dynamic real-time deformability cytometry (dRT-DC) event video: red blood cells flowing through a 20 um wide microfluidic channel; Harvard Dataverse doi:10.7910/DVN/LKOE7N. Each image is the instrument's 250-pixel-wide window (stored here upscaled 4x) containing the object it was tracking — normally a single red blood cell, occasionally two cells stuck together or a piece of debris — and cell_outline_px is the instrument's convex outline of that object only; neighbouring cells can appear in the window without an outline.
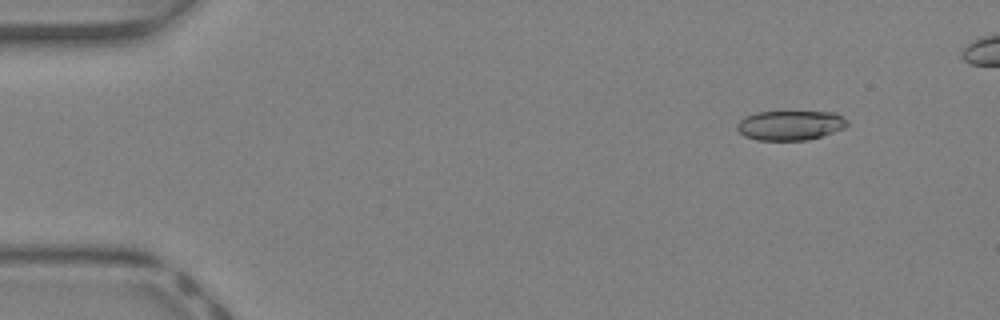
{"species": "Egyptian fruit bat (a non-hibernating species)", "species_latin": "Rousettus aegyptiacus", "temperature_condition": "warm", "stored_images_in_passage": 39, "camera_frame_rate_fps": 3000, "um_per_image_px": 0.085, "animal": {"sex": "female"}, "frame": {"image": 1, "passage_image": 4, "time_ms": 1.0, "image_size_px": [1000, 320], "cell_outline_px": [[848, 124], [844, 128], [808, 140], [756, 140], [744, 136], [736, 128], [736, 124], [744, 116], [756, 112], [832, 112], [848, 120]], "centroid_in_image_um": [67.12, 10.65], "position_along_channel_um": 17.9, "area_um2": 18.96}}
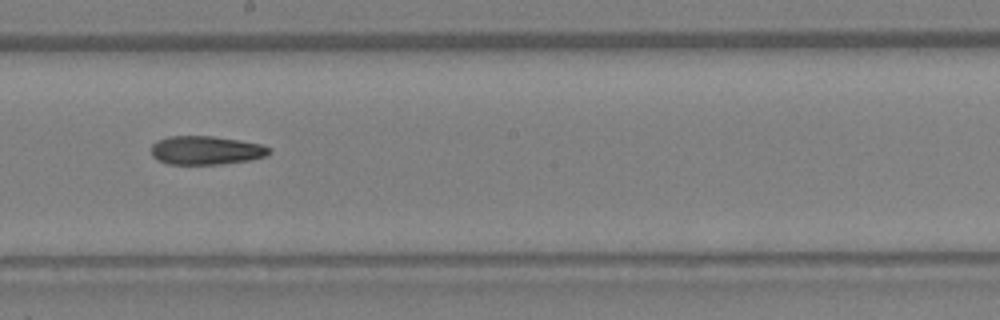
{"frame": {"image": 2, "passage_image": 23, "time_ms": 7.333, "image_size_px": [1000, 320], "cell_outline_px": [[272, 152], [268, 156], [252, 160], [220, 164], [168, 164], [156, 160], [152, 156], [152, 144], [156, 140], [168, 136], [212, 136], [240, 140], [260, 144], [272, 148]], "centroid_in_image_um": [17.53, 12.78], "position_along_channel_um": 230.7, "area_um2": 20.0}}
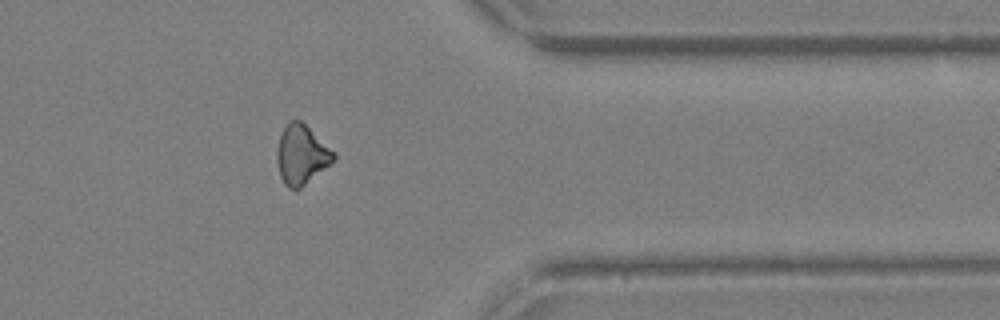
{"frame": {"image": 3, "passage_image": 33, "time_ms": 10.667, "image_size_px": [1000, 320], "cell_outline_px": [[336, 156], [332, 164], [300, 188], [288, 188], [284, 184], [280, 176], [276, 160], [276, 152], [280, 136], [288, 120], [300, 120], [336, 152]], "centroid_in_image_um": [25.64, 13.15], "position_along_channel_um": 385.8, "area_um2": 19.71}}